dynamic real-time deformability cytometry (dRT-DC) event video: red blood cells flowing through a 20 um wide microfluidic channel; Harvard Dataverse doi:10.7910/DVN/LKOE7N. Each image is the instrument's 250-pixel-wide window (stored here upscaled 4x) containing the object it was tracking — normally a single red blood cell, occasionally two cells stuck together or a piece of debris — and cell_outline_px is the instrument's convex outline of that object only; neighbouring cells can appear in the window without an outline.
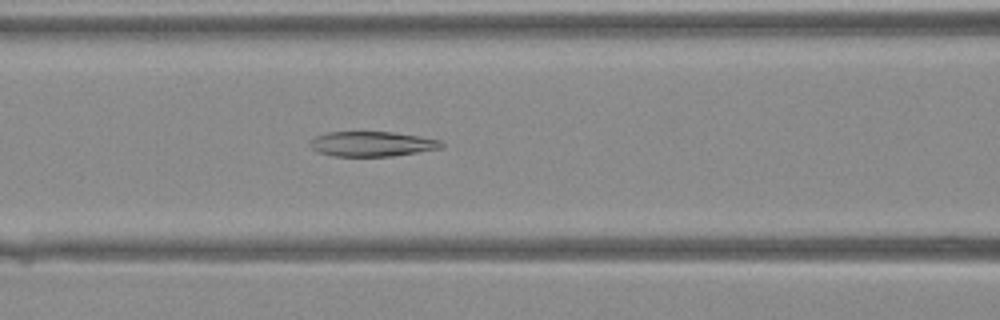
{"species": "Egyptian fruit bat (a non-hibernating species)", "species_latin": "Rousettus aegyptiacus", "temperature_condition": "warm", "stored_images_in_passage": 43, "camera_frame_rate_fps": 3000, "um_per_image_px": 0.085, "animal": {"sex": "female"}, "frame": {"image": 1, "passage_image": 19, "time_ms": 6.0, "image_size_px": [1000, 320], "cell_outline_px": [[444, 144], [440, 148], [392, 156], [332, 156], [316, 152], [308, 144], [316, 136], [328, 132], [392, 132], [440, 140]], "centroid_in_image_um": [31.56, 12.24], "position_along_channel_um": 135.0, "area_um2": 18.9}}
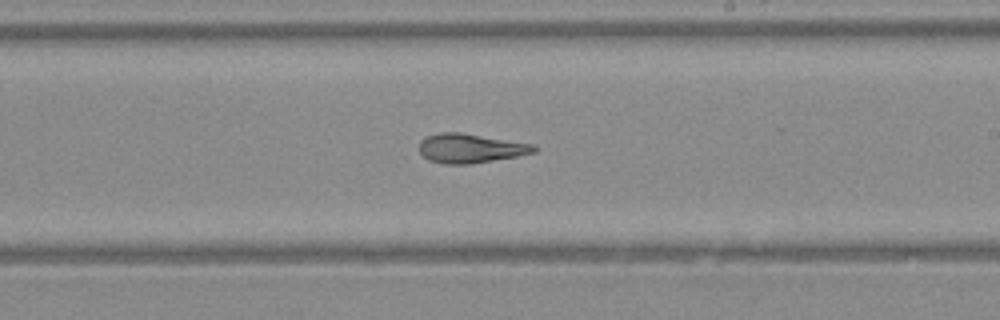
{"frame": {"image": 2, "passage_image": 26, "time_ms": 8.333, "image_size_px": [1000, 320], "cell_outline_px": [[536, 152], [516, 156], [472, 164], [444, 164], [428, 160], [420, 152], [420, 140], [424, 136], [440, 132], [460, 132], [532, 144], [536, 148]], "centroid_in_image_um": [39.93, 12.6], "position_along_channel_um": 249.1, "area_um2": 19.48}}
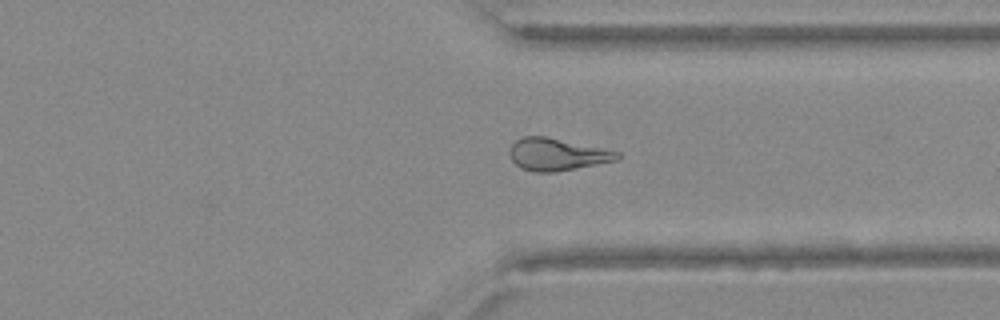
{"frame": {"image": 3, "passage_image": 33, "time_ms": 10.667, "image_size_px": [1000, 320], "cell_outline_px": [[620, 156], [616, 160], [556, 172], [536, 172], [520, 168], [512, 160], [508, 152], [512, 144], [516, 140], [524, 136], [544, 136], [620, 152]], "centroid_in_image_um": [47.3, 13.13], "position_along_channel_um": 364.1, "area_um2": 19.94}}